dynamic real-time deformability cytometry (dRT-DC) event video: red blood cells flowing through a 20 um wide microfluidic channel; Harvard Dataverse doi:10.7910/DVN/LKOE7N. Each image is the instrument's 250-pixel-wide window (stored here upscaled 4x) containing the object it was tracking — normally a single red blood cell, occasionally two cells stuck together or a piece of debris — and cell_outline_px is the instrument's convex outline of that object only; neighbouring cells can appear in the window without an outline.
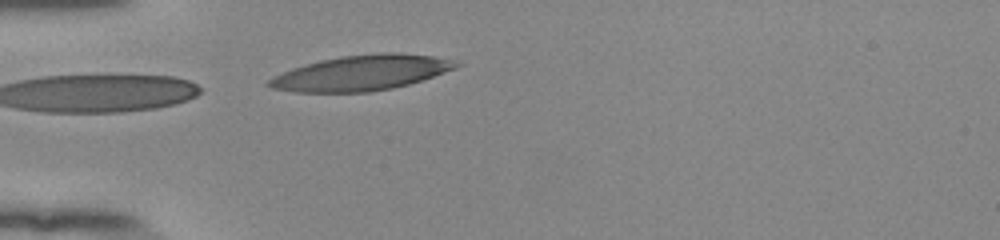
{"species": "human", "species_latin": "Homo sapiens", "temperature_condition": "room temperature", "stored_images_in_passage": 8, "camera_frame_rate_fps": 3000, "um_per_image_px": 0.085, "donor": {"sex": "female"}, "frame": {"image": 1, "passage_image": 8, "time_ms": 2.333, "image_size_px": [1000, 240], "cell_outline_px": [[464, 64], [456, 68], [424, 80], [392, 88], [368, 92], [296, 92], [272, 88], [264, 84], [268, 80], [292, 68], [304, 64], [320, 60], [340, 56], [380, 52], [400, 52], [432, 56], [452, 60]], "centroid_in_image_um": [30.75, 6.19], "position_along_channel_um": 54.3, "area_um2": 38.55}}